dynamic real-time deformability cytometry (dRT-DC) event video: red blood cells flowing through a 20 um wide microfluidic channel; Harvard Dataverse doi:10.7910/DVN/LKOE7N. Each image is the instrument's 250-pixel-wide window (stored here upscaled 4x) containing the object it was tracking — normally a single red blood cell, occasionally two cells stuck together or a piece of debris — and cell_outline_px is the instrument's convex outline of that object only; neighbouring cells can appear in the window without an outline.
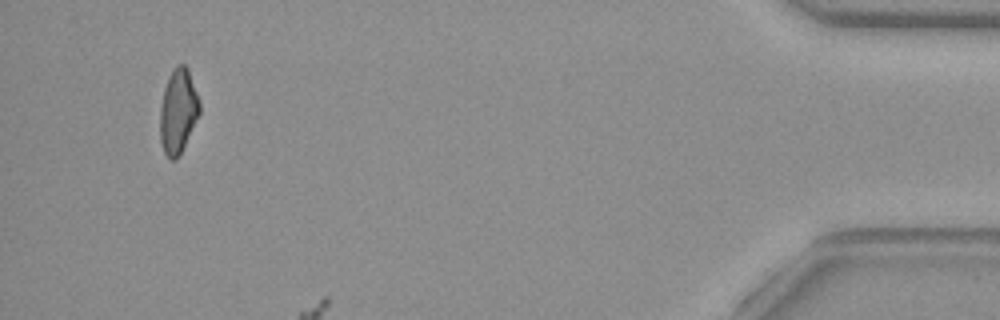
{"species": "common noctule bat (a hibernating species)", "species_latin": "Nyctalus noctula", "temperature_condition": "warm", "stored_images_in_passage": 40, "camera_frame_rate_fps": 3000, "um_per_image_px": 0.085, "animal": {"sex": "female", "body_mass_g": 29.2, "forearm_length_mm": 56.3}, "frame": {"image": 1, "passage_image": 38, "time_ms": 12.333, "image_size_px": [1000, 320], "cell_outline_px": [[200, 112], [180, 156], [176, 160], [168, 160], [164, 152], [160, 140], [160, 108], [164, 88], [176, 64], [184, 64], [188, 68], [200, 100]], "centroid_in_image_um": [15.14, 9.49], "position_along_channel_um": 420.1, "area_um2": 19.59}}